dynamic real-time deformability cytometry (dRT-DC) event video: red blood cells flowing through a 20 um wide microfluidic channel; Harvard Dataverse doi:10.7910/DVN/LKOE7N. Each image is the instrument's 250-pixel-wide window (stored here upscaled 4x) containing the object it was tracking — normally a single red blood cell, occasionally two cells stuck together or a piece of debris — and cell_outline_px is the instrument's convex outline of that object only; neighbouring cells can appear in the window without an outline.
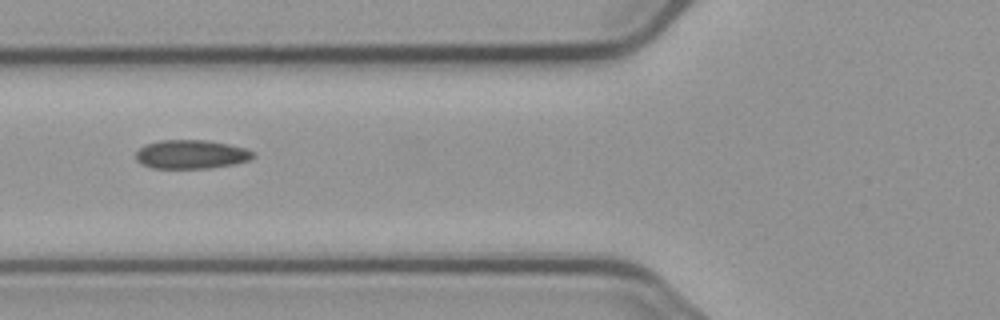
{"species": "common noctule bat (a hibernating species)", "species_latin": "Nyctalus noctula", "temperature_condition": "cold", "stored_images_in_passage": 3, "camera_frame_rate_fps": 3000, "um_per_image_px": 0.085, "animal": {"sex": "male", "body_mass_g": 23.1, "forearm_length_mm": 52.7}, "frame": {"image": 1, "passage_image": 2, "time_ms": 1.0, "image_size_px": [1000, 320], "cell_outline_px": [[256, 156], [248, 160], [232, 164], [208, 168], [152, 168], [140, 164], [136, 160], [136, 152], [144, 144], [160, 140], [208, 140], [228, 144], [244, 148], [252, 152]], "centroid_in_image_um": [16.2, 13.11], "position_along_channel_um": 109.6, "area_um2": 19.65}}
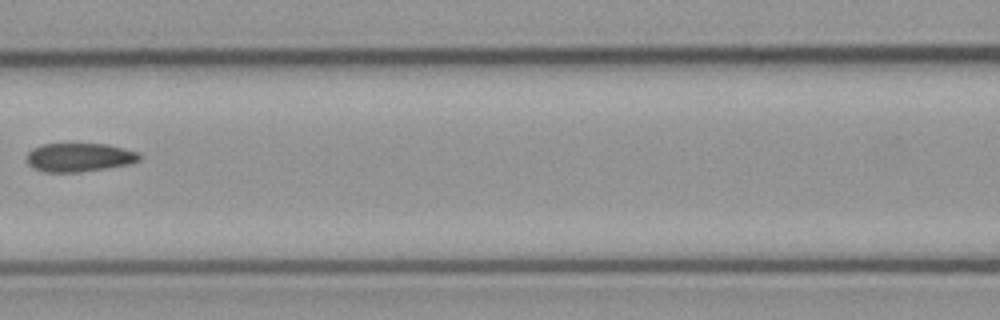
{"frame": {"image": 2, "passage_image": 3, "time_ms": 2.333, "image_size_px": [1000, 320], "cell_outline_px": [[140, 160], [128, 164], [80, 172], [44, 172], [32, 168], [24, 160], [28, 152], [32, 148], [44, 144], [108, 144], [140, 152]], "centroid_in_image_um": [6.7, 13.37], "position_along_channel_um": 159.9, "area_um2": 18.96}}